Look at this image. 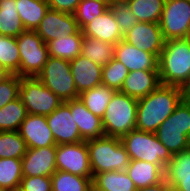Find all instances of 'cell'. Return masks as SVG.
<instances>
[{
	"mask_svg": "<svg viewBox=\"0 0 190 191\" xmlns=\"http://www.w3.org/2000/svg\"><path fill=\"white\" fill-rule=\"evenodd\" d=\"M181 94L183 101L190 103V77L181 86Z\"/></svg>",
	"mask_w": 190,
	"mask_h": 191,
	"instance_id": "7bdbcfd3",
	"label": "cell"
},
{
	"mask_svg": "<svg viewBox=\"0 0 190 191\" xmlns=\"http://www.w3.org/2000/svg\"><path fill=\"white\" fill-rule=\"evenodd\" d=\"M156 135L172 155L188 150L190 143V103L182 100L175 111L160 124Z\"/></svg>",
	"mask_w": 190,
	"mask_h": 191,
	"instance_id": "5b68a950",
	"label": "cell"
},
{
	"mask_svg": "<svg viewBox=\"0 0 190 191\" xmlns=\"http://www.w3.org/2000/svg\"><path fill=\"white\" fill-rule=\"evenodd\" d=\"M187 40L190 42V32H189V35L187 37Z\"/></svg>",
	"mask_w": 190,
	"mask_h": 191,
	"instance_id": "7dc6e473",
	"label": "cell"
},
{
	"mask_svg": "<svg viewBox=\"0 0 190 191\" xmlns=\"http://www.w3.org/2000/svg\"><path fill=\"white\" fill-rule=\"evenodd\" d=\"M159 24L165 40L187 39L190 32V1L165 0Z\"/></svg>",
	"mask_w": 190,
	"mask_h": 191,
	"instance_id": "30bf717a",
	"label": "cell"
},
{
	"mask_svg": "<svg viewBox=\"0 0 190 191\" xmlns=\"http://www.w3.org/2000/svg\"><path fill=\"white\" fill-rule=\"evenodd\" d=\"M93 191H136L134 182L126 171L98 173L92 180Z\"/></svg>",
	"mask_w": 190,
	"mask_h": 191,
	"instance_id": "cb8c5ba5",
	"label": "cell"
},
{
	"mask_svg": "<svg viewBox=\"0 0 190 191\" xmlns=\"http://www.w3.org/2000/svg\"><path fill=\"white\" fill-rule=\"evenodd\" d=\"M70 112L84 141L105 136L102 118L89 111L79 99L70 100Z\"/></svg>",
	"mask_w": 190,
	"mask_h": 191,
	"instance_id": "44dd1931",
	"label": "cell"
},
{
	"mask_svg": "<svg viewBox=\"0 0 190 191\" xmlns=\"http://www.w3.org/2000/svg\"><path fill=\"white\" fill-rule=\"evenodd\" d=\"M79 30L74 15L49 9L35 31L47 44L51 40L76 34Z\"/></svg>",
	"mask_w": 190,
	"mask_h": 191,
	"instance_id": "5bb4252c",
	"label": "cell"
},
{
	"mask_svg": "<svg viewBox=\"0 0 190 191\" xmlns=\"http://www.w3.org/2000/svg\"><path fill=\"white\" fill-rule=\"evenodd\" d=\"M123 40L158 58L165 45V39L159 23L138 22L124 34Z\"/></svg>",
	"mask_w": 190,
	"mask_h": 191,
	"instance_id": "4fadbf2b",
	"label": "cell"
},
{
	"mask_svg": "<svg viewBox=\"0 0 190 191\" xmlns=\"http://www.w3.org/2000/svg\"><path fill=\"white\" fill-rule=\"evenodd\" d=\"M37 78L63 102L79 98L68 60L49 56Z\"/></svg>",
	"mask_w": 190,
	"mask_h": 191,
	"instance_id": "52a82bcc",
	"label": "cell"
},
{
	"mask_svg": "<svg viewBox=\"0 0 190 191\" xmlns=\"http://www.w3.org/2000/svg\"><path fill=\"white\" fill-rule=\"evenodd\" d=\"M20 84L21 77L17 74H10L0 81V108L18 98Z\"/></svg>",
	"mask_w": 190,
	"mask_h": 191,
	"instance_id": "f35d334b",
	"label": "cell"
},
{
	"mask_svg": "<svg viewBox=\"0 0 190 191\" xmlns=\"http://www.w3.org/2000/svg\"><path fill=\"white\" fill-rule=\"evenodd\" d=\"M106 2L110 5L117 2H126V0H106Z\"/></svg>",
	"mask_w": 190,
	"mask_h": 191,
	"instance_id": "f6af8a7d",
	"label": "cell"
},
{
	"mask_svg": "<svg viewBox=\"0 0 190 191\" xmlns=\"http://www.w3.org/2000/svg\"><path fill=\"white\" fill-rule=\"evenodd\" d=\"M160 84L159 70H136L129 72L120 92L140 99L150 94Z\"/></svg>",
	"mask_w": 190,
	"mask_h": 191,
	"instance_id": "ffe728a7",
	"label": "cell"
},
{
	"mask_svg": "<svg viewBox=\"0 0 190 191\" xmlns=\"http://www.w3.org/2000/svg\"><path fill=\"white\" fill-rule=\"evenodd\" d=\"M165 164H153L141 160H131L126 168L137 189L156 185L165 179Z\"/></svg>",
	"mask_w": 190,
	"mask_h": 191,
	"instance_id": "603a6c76",
	"label": "cell"
},
{
	"mask_svg": "<svg viewBox=\"0 0 190 191\" xmlns=\"http://www.w3.org/2000/svg\"><path fill=\"white\" fill-rule=\"evenodd\" d=\"M46 120L56 145L84 141L81 138L74 116L71 115L70 100L63 102L56 110L46 116Z\"/></svg>",
	"mask_w": 190,
	"mask_h": 191,
	"instance_id": "7c38bea8",
	"label": "cell"
},
{
	"mask_svg": "<svg viewBox=\"0 0 190 191\" xmlns=\"http://www.w3.org/2000/svg\"><path fill=\"white\" fill-rule=\"evenodd\" d=\"M114 49L115 45L112 43L84 36L81 55L103 67L114 58Z\"/></svg>",
	"mask_w": 190,
	"mask_h": 191,
	"instance_id": "f1b7e54d",
	"label": "cell"
},
{
	"mask_svg": "<svg viewBox=\"0 0 190 191\" xmlns=\"http://www.w3.org/2000/svg\"><path fill=\"white\" fill-rule=\"evenodd\" d=\"M83 38L82 30H79L76 34L49 41L47 43L49 56L73 60L81 54Z\"/></svg>",
	"mask_w": 190,
	"mask_h": 191,
	"instance_id": "d4e9b609",
	"label": "cell"
},
{
	"mask_svg": "<svg viewBox=\"0 0 190 191\" xmlns=\"http://www.w3.org/2000/svg\"><path fill=\"white\" fill-rule=\"evenodd\" d=\"M82 33L85 37H92L114 45L124 37L110 7L105 13L87 24L82 29Z\"/></svg>",
	"mask_w": 190,
	"mask_h": 191,
	"instance_id": "d6986e66",
	"label": "cell"
},
{
	"mask_svg": "<svg viewBox=\"0 0 190 191\" xmlns=\"http://www.w3.org/2000/svg\"><path fill=\"white\" fill-rule=\"evenodd\" d=\"M17 10L25 30L35 31L46 12L48 2L41 0H16Z\"/></svg>",
	"mask_w": 190,
	"mask_h": 191,
	"instance_id": "4316f807",
	"label": "cell"
},
{
	"mask_svg": "<svg viewBox=\"0 0 190 191\" xmlns=\"http://www.w3.org/2000/svg\"><path fill=\"white\" fill-rule=\"evenodd\" d=\"M0 191H9V190H7V189H5L4 187H1V186H0Z\"/></svg>",
	"mask_w": 190,
	"mask_h": 191,
	"instance_id": "bcb514c9",
	"label": "cell"
},
{
	"mask_svg": "<svg viewBox=\"0 0 190 191\" xmlns=\"http://www.w3.org/2000/svg\"><path fill=\"white\" fill-rule=\"evenodd\" d=\"M27 115V109L19 97L9 102L0 108V131H18Z\"/></svg>",
	"mask_w": 190,
	"mask_h": 191,
	"instance_id": "1f68e13d",
	"label": "cell"
},
{
	"mask_svg": "<svg viewBox=\"0 0 190 191\" xmlns=\"http://www.w3.org/2000/svg\"><path fill=\"white\" fill-rule=\"evenodd\" d=\"M165 179L172 191H190V150L174 154L165 168Z\"/></svg>",
	"mask_w": 190,
	"mask_h": 191,
	"instance_id": "7402d4cb",
	"label": "cell"
},
{
	"mask_svg": "<svg viewBox=\"0 0 190 191\" xmlns=\"http://www.w3.org/2000/svg\"><path fill=\"white\" fill-rule=\"evenodd\" d=\"M158 62L161 84L181 88L190 77V42L165 40Z\"/></svg>",
	"mask_w": 190,
	"mask_h": 191,
	"instance_id": "7a4b0ae2",
	"label": "cell"
},
{
	"mask_svg": "<svg viewBox=\"0 0 190 191\" xmlns=\"http://www.w3.org/2000/svg\"><path fill=\"white\" fill-rule=\"evenodd\" d=\"M69 62L78 94L102 84L101 65L81 54Z\"/></svg>",
	"mask_w": 190,
	"mask_h": 191,
	"instance_id": "ac0fdd59",
	"label": "cell"
},
{
	"mask_svg": "<svg viewBox=\"0 0 190 191\" xmlns=\"http://www.w3.org/2000/svg\"><path fill=\"white\" fill-rule=\"evenodd\" d=\"M139 22L159 23L165 0H126Z\"/></svg>",
	"mask_w": 190,
	"mask_h": 191,
	"instance_id": "4dcf8cb0",
	"label": "cell"
},
{
	"mask_svg": "<svg viewBox=\"0 0 190 191\" xmlns=\"http://www.w3.org/2000/svg\"><path fill=\"white\" fill-rule=\"evenodd\" d=\"M18 132L28 148L57 146L46 116L28 114L21 123Z\"/></svg>",
	"mask_w": 190,
	"mask_h": 191,
	"instance_id": "2e32d148",
	"label": "cell"
},
{
	"mask_svg": "<svg viewBox=\"0 0 190 191\" xmlns=\"http://www.w3.org/2000/svg\"><path fill=\"white\" fill-rule=\"evenodd\" d=\"M81 0H49V9L74 15Z\"/></svg>",
	"mask_w": 190,
	"mask_h": 191,
	"instance_id": "60d3db41",
	"label": "cell"
},
{
	"mask_svg": "<svg viewBox=\"0 0 190 191\" xmlns=\"http://www.w3.org/2000/svg\"><path fill=\"white\" fill-rule=\"evenodd\" d=\"M20 191H52V179L47 176H23Z\"/></svg>",
	"mask_w": 190,
	"mask_h": 191,
	"instance_id": "ab89813d",
	"label": "cell"
},
{
	"mask_svg": "<svg viewBox=\"0 0 190 191\" xmlns=\"http://www.w3.org/2000/svg\"><path fill=\"white\" fill-rule=\"evenodd\" d=\"M128 75L129 70L121 62L113 58L102 67V84L120 91Z\"/></svg>",
	"mask_w": 190,
	"mask_h": 191,
	"instance_id": "8d00e7d4",
	"label": "cell"
},
{
	"mask_svg": "<svg viewBox=\"0 0 190 191\" xmlns=\"http://www.w3.org/2000/svg\"><path fill=\"white\" fill-rule=\"evenodd\" d=\"M0 64L9 74L20 76V52L16 37L0 35Z\"/></svg>",
	"mask_w": 190,
	"mask_h": 191,
	"instance_id": "d6a6232c",
	"label": "cell"
},
{
	"mask_svg": "<svg viewBox=\"0 0 190 191\" xmlns=\"http://www.w3.org/2000/svg\"><path fill=\"white\" fill-rule=\"evenodd\" d=\"M182 100L180 87L160 84L150 94L138 99L136 129L156 133Z\"/></svg>",
	"mask_w": 190,
	"mask_h": 191,
	"instance_id": "6da1fadb",
	"label": "cell"
},
{
	"mask_svg": "<svg viewBox=\"0 0 190 191\" xmlns=\"http://www.w3.org/2000/svg\"><path fill=\"white\" fill-rule=\"evenodd\" d=\"M136 191H172V188L167 183V180L163 179L161 182H159L156 185L139 188Z\"/></svg>",
	"mask_w": 190,
	"mask_h": 191,
	"instance_id": "b9f144b4",
	"label": "cell"
},
{
	"mask_svg": "<svg viewBox=\"0 0 190 191\" xmlns=\"http://www.w3.org/2000/svg\"><path fill=\"white\" fill-rule=\"evenodd\" d=\"M18 97L28 114L42 116H48L63 103L37 77H21Z\"/></svg>",
	"mask_w": 190,
	"mask_h": 191,
	"instance_id": "ba28073f",
	"label": "cell"
},
{
	"mask_svg": "<svg viewBox=\"0 0 190 191\" xmlns=\"http://www.w3.org/2000/svg\"><path fill=\"white\" fill-rule=\"evenodd\" d=\"M55 160L59 171L93 178L86 141L57 145Z\"/></svg>",
	"mask_w": 190,
	"mask_h": 191,
	"instance_id": "8fae6325",
	"label": "cell"
},
{
	"mask_svg": "<svg viewBox=\"0 0 190 191\" xmlns=\"http://www.w3.org/2000/svg\"><path fill=\"white\" fill-rule=\"evenodd\" d=\"M56 146L28 148L21 158L23 176L51 177L56 168Z\"/></svg>",
	"mask_w": 190,
	"mask_h": 191,
	"instance_id": "9a60e30c",
	"label": "cell"
},
{
	"mask_svg": "<svg viewBox=\"0 0 190 191\" xmlns=\"http://www.w3.org/2000/svg\"><path fill=\"white\" fill-rule=\"evenodd\" d=\"M16 41L20 52V77H37L49 58L48 45L31 30L22 32Z\"/></svg>",
	"mask_w": 190,
	"mask_h": 191,
	"instance_id": "9c48e42d",
	"label": "cell"
},
{
	"mask_svg": "<svg viewBox=\"0 0 190 191\" xmlns=\"http://www.w3.org/2000/svg\"><path fill=\"white\" fill-rule=\"evenodd\" d=\"M8 75H10L5 69L4 67L0 64V81H2L3 79H5Z\"/></svg>",
	"mask_w": 190,
	"mask_h": 191,
	"instance_id": "ee69618b",
	"label": "cell"
},
{
	"mask_svg": "<svg viewBox=\"0 0 190 191\" xmlns=\"http://www.w3.org/2000/svg\"><path fill=\"white\" fill-rule=\"evenodd\" d=\"M110 8L114 13L116 23L119 25L123 35L139 22L127 2L110 4Z\"/></svg>",
	"mask_w": 190,
	"mask_h": 191,
	"instance_id": "74e56055",
	"label": "cell"
},
{
	"mask_svg": "<svg viewBox=\"0 0 190 191\" xmlns=\"http://www.w3.org/2000/svg\"><path fill=\"white\" fill-rule=\"evenodd\" d=\"M86 142L93 177L103 172L125 171L128 167L130 158L120 138L103 136Z\"/></svg>",
	"mask_w": 190,
	"mask_h": 191,
	"instance_id": "3957f363",
	"label": "cell"
},
{
	"mask_svg": "<svg viewBox=\"0 0 190 191\" xmlns=\"http://www.w3.org/2000/svg\"><path fill=\"white\" fill-rule=\"evenodd\" d=\"M115 92L116 90L100 84L97 87L79 94L78 99L94 115L103 118L106 108Z\"/></svg>",
	"mask_w": 190,
	"mask_h": 191,
	"instance_id": "484cf974",
	"label": "cell"
},
{
	"mask_svg": "<svg viewBox=\"0 0 190 191\" xmlns=\"http://www.w3.org/2000/svg\"><path fill=\"white\" fill-rule=\"evenodd\" d=\"M51 179L52 191H93V178L56 170Z\"/></svg>",
	"mask_w": 190,
	"mask_h": 191,
	"instance_id": "f546056e",
	"label": "cell"
},
{
	"mask_svg": "<svg viewBox=\"0 0 190 191\" xmlns=\"http://www.w3.org/2000/svg\"><path fill=\"white\" fill-rule=\"evenodd\" d=\"M114 59L121 62L129 72L136 70H159L157 56L138 49L124 40L119 41L115 45Z\"/></svg>",
	"mask_w": 190,
	"mask_h": 191,
	"instance_id": "e0dca14e",
	"label": "cell"
},
{
	"mask_svg": "<svg viewBox=\"0 0 190 191\" xmlns=\"http://www.w3.org/2000/svg\"><path fill=\"white\" fill-rule=\"evenodd\" d=\"M120 140L131 160L167 165L173 157L156 133L133 129Z\"/></svg>",
	"mask_w": 190,
	"mask_h": 191,
	"instance_id": "8992f818",
	"label": "cell"
},
{
	"mask_svg": "<svg viewBox=\"0 0 190 191\" xmlns=\"http://www.w3.org/2000/svg\"><path fill=\"white\" fill-rule=\"evenodd\" d=\"M22 175V161L16 158H0V186L9 191L18 190Z\"/></svg>",
	"mask_w": 190,
	"mask_h": 191,
	"instance_id": "836d02e7",
	"label": "cell"
},
{
	"mask_svg": "<svg viewBox=\"0 0 190 191\" xmlns=\"http://www.w3.org/2000/svg\"><path fill=\"white\" fill-rule=\"evenodd\" d=\"M27 150V144L18 131H0V158L21 159Z\"/></svg>",
	"mask_w": 190,
	"mask_h": 191,
	"instance_id": "e575fe53",
	"label": "cell"
},
{
	"mask_svg": "<svg viewBox=\"0 0 190 191\" xmlns=\"http://www.w3.org/2000/svg\"><path fill=\"white\" fill-rule=\"evenodd\" d=\"M24 31L16 0H0V35L18 37Z\"/></svg>",
	"mask_w": 190,
	"mask_h": 191,
	"instance_id": "83f0119b",
	"label": "cell"
},
{
	"mask_svg": "<svg viewBox=\"0 0 190 191\" xmlns=\"http://www.w3.org/2000/svg\"><path fill=\"white\" fill-rule=\"evenodd\" d=\"M138 99L116 91L102 118L105 136L121 138L136 129Z\"/></svg>",
	"mask_w": 190,
	"mask_h": 191,
	"instance_id": "277c9868",
	"label": "cell"
},
{
	"mask_svg": "<svg viewBox=\"0 0 190 191\" xmlns=\"http://www.w3.org/2000/svg\"><path fill=\"white\" fill-rule=\"evenodd\" d=\"M110 5L106 0H81L74 13L80 30L106 12Z\"/></svg>",
	"mask_w": 190,
	"mask_h": 191,
	"instance_id": "d590c367",
	"label": "cell"
}]
</instances>
